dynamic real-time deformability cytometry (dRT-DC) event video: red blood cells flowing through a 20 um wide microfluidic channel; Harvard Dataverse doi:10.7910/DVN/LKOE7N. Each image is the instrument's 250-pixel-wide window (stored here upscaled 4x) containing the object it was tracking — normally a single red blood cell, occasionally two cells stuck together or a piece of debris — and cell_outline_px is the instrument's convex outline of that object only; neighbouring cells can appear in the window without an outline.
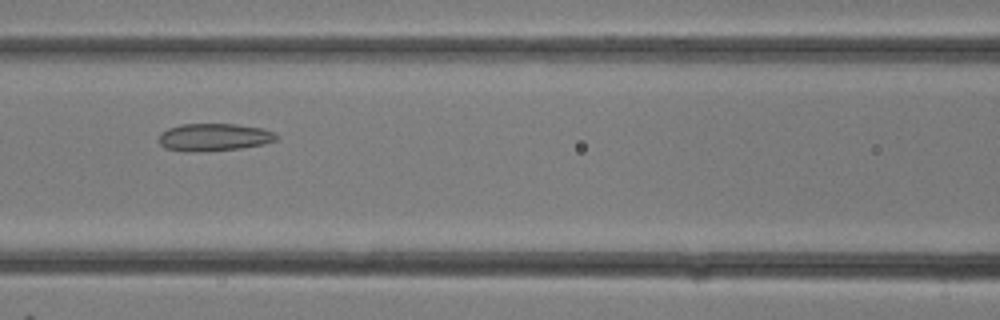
{"species": "common noctule bat (a hibernating species)", "species_latin": "Nyctalus noctula", "temperature_condition": "room temperature", "stored_images_in_passage": 19, "camera_frame_rate_fps": 3000, "um_per_image_px": 0.085, "animal": {"sex": "female"}, "frame": {"image": 1, "passage_image": 14, "time_ms": 4.333, "image_size_px": [1000, 320], "cell_outline_px": [[280, 136], [276, 140], [264, 144], [240, 148], [196, 152], [184, 152], [164, 148], [160, 144], [160, 132], [168, 128], [180, 124], [236, 124], [264, 128]], "centroid_in_image_um": [18.18, 11.66], "position_along_channel_um": 148.4, "area_um2": 19.02}}
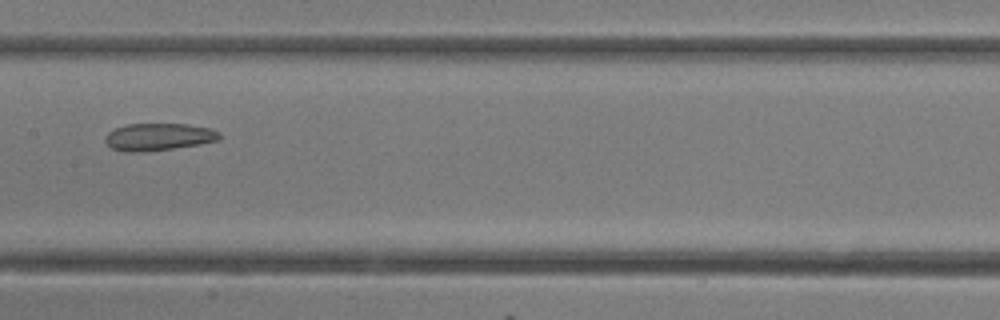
{"frame": {"image": 2, "passage_image": 16, "time_ms": 5.0, "image_size_px": [1000, 320], "cell_outline_px": [[220, 140], [200, 144], [144, 152], [120, 152], [112, 148], [104, 140], [104, 136], [108, 132], [116, 128], [128, 124], [188, 124], [212, 128], [220, 132]], "centroid_in_image_um": [13.48, 11.64], "position_along_channel_um": 193.9, "area_um2": 18.32}}
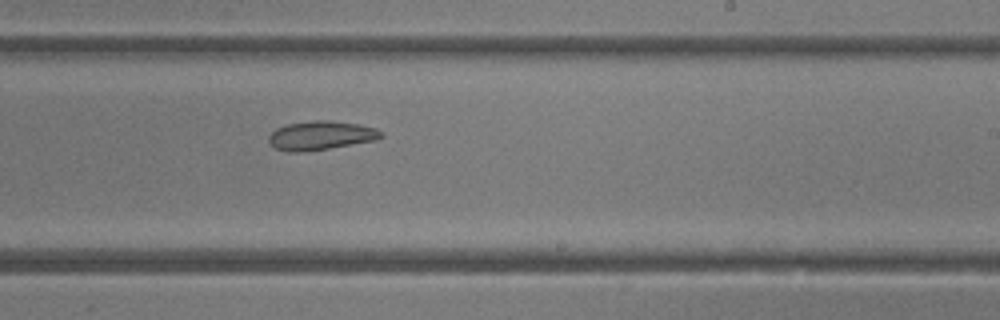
{"frame": {"image": 3, "passage_image": 19, "time_ms": 6.0, "image_size_px": [1000, 320], "cell_outline_px": [[384, 136], [376, 140], [304, 152], [288, 152], [276, 148], [268, 140], [268, 136], [276, 128], [288, 124], [316, 120], [328, 120], [360, 124], [376, 128], [384, 132]], "centroid_in_image_um": [27.3, 11.51], "position_along_channel_um": 261.7, "area_um2": 18.9}}